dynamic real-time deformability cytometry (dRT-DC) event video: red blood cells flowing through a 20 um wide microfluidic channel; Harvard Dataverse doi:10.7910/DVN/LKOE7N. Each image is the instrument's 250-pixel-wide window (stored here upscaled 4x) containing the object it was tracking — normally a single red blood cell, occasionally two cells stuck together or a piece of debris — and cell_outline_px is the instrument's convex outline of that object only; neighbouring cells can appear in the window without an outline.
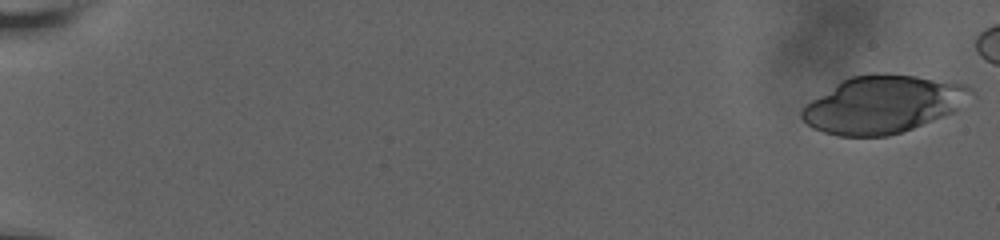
{"species": "human", "species_latin": "Homo sapiens", "temperature_condition": "room temperature", "stored_images_in_passage": 15, "camera_frame_rate_fps": 3000, "um_per_image_px": 0.085, "donor": {"sex": "male"}, "frame": {"image": 1, "passage_image": 1, "time_ms": 0.0, "image_size_px": [1000, 240], "cell_outline_px": [[976, 96], [952, 112], [912, 128], [888, 136], [840, 136], [824, 132], [812, 128], [800, 116], [800, 112], [812, 100], [836, 84], [852, 76], [876, 72], [916, 76], [968, 84], [976, 92]], "centroid_in_image_um": [75.11, 8.86], "position_along_channel_um": 9.9, "area_um2": 56.36}}